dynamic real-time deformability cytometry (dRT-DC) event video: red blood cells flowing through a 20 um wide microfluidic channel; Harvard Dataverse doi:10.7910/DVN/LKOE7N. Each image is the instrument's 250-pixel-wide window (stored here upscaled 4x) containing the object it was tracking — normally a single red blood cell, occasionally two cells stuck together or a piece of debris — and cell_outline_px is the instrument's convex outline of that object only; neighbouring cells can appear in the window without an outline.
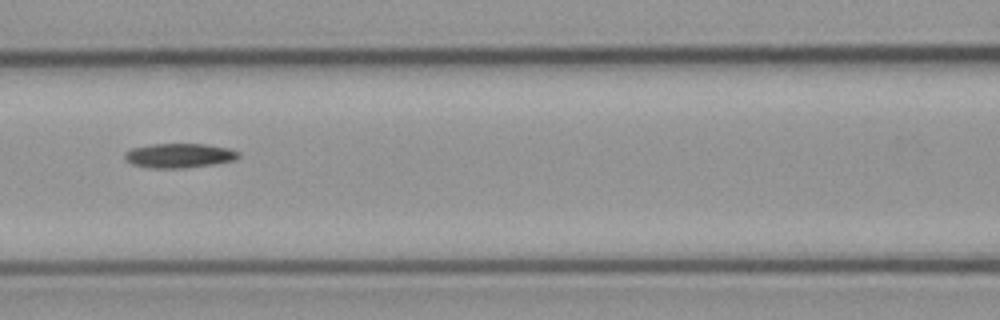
{"species": "common noctule bat (a hibernating species)", "species_latin": "Nyctalus noctula", "temperature_condition": "cold", "stored_images_in_passage": 6, "camera_frame_rate_fps": 3000, "um_per_image_px": 0.085, "animal": {"sex": "male", "body_mass_g": 23.1, "forearm_length_mm": 52.7}, "frame": {"image": 1, "passage_image": 4, "time_ms": 3.667, "image_size_px": [1000, 320], "cell_outline_px": [[240, 156], [236, 160], [212, 164], [184, 168], [152, 168], [132, 164], [124, 156], [132, 148], [152, 144], [204, 144], [228, 148], [240, 152]], "centroid_in_image_um": [15.29, 13.22], "position_along_channel_um": 151.3, "area_um2": 16.01}}
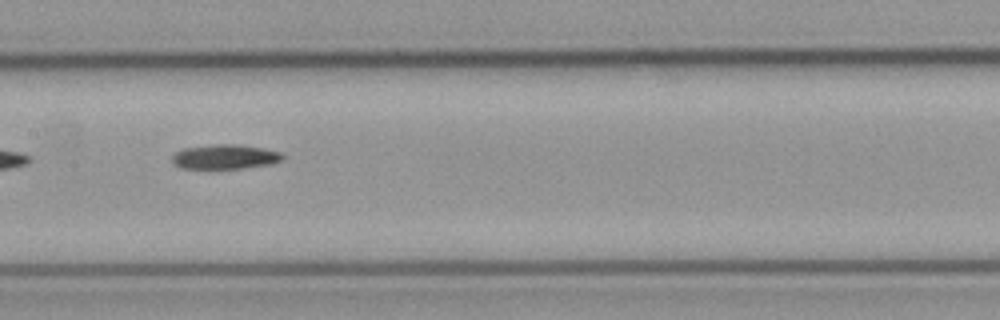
{"frame": {"image": 2, "passage_image": 5, "time_ms": 4.667, "image_size_px": [1000, 320], "cell_outline_px": [[284, 156], [280, 160], [272, 164], [240, 168], [180, 168], [172, 164], [172, 156], [176, 152], [184, 148], [212, 144], [236, 144], [260, 148], [280, 152]], "centroid_in_image_um": [19.07, 13.32], "position_along_channel_um": 188.3, "area_um2": 15.66}}
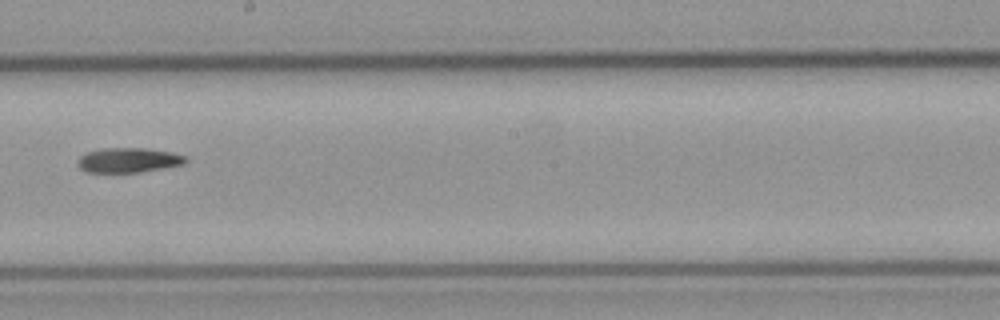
{"frame": {"image": 3, "passage_image": 6, "time_ms": 6.0, "image_size_px": [1000, 320], "cell_outline_px": [[188, 160], [184, 164], [140, 172], [88, 172], [80, 168], [76, 164], [80, 156], [88, 152], [100, 148], [144, 148], [172, 152], [188, 156]], "centroid_in_image_um": [10.94, 13.6], "position_along_channel_um": 237.3, "area_um2": 15.61}}